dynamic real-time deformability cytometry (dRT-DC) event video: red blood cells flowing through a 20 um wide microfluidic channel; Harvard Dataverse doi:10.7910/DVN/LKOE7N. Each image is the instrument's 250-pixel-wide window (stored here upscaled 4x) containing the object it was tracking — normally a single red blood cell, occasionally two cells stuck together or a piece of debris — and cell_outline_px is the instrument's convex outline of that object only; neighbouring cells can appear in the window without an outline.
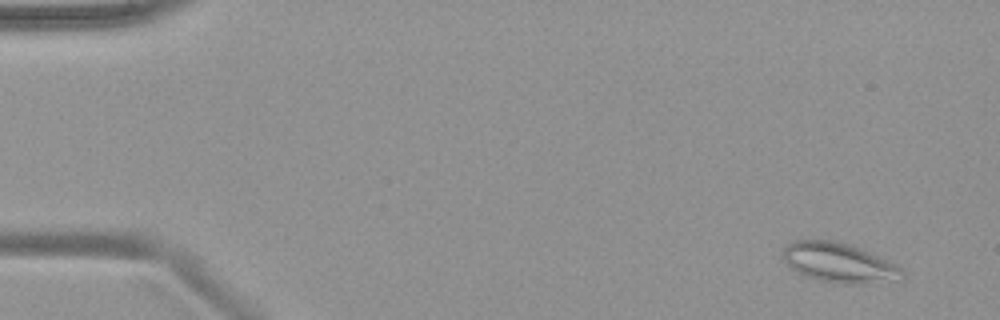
{"species": "common noctule bat (a hibernating species)", "species_latin": "Nyctalus noctula", "temperature_condition": "warm", "stored_images_in_passage": 51, "camera_frame_rate_fps": 3000, "um_per_image_px": 0.085, "animal": {"sex": "female", "body_mass_g": 19.9}, "frame": {"image": 1, "passage_image": 4, "time_ms": 1.0, "image_size_px": [1000, 320], "cell_outline_px": [[904, 272], [900, 280], [856, 284], [844, 284], [816, 280], [796, 272], [780, 256], [780, 252], [788, 244], [796, 240], [832, 240], [848, 244], [860, 248], [896, 264], [904, 268]], "centroid_in_image_um": [71.3, 22.34], "position_along_channel_um": 13.7, "area_um2": 27.69}}
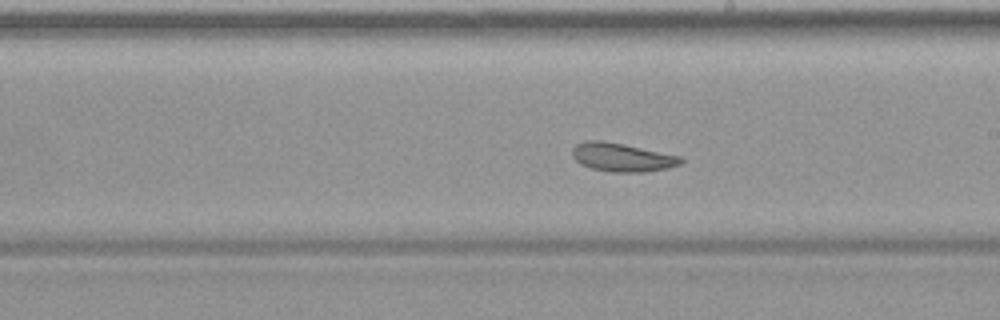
{"frame": {"image": 2, "passage_image": 30, "time_ms": 9.667, "image_size_px": [1000, 320], "cell_outline_px": [[684, 160], [680, 164], [668, 168], [644, 172], [612, 172], [592, 168], [580, 164], [572, 156], [572, 148], [576, 144], [584, 140], [600, 140], [624, 144], [680, 156]], "centroid_in_image_um": [52.85, 13.36], "position_along_channel_um": 236.2, "area_um2": 18.03}}
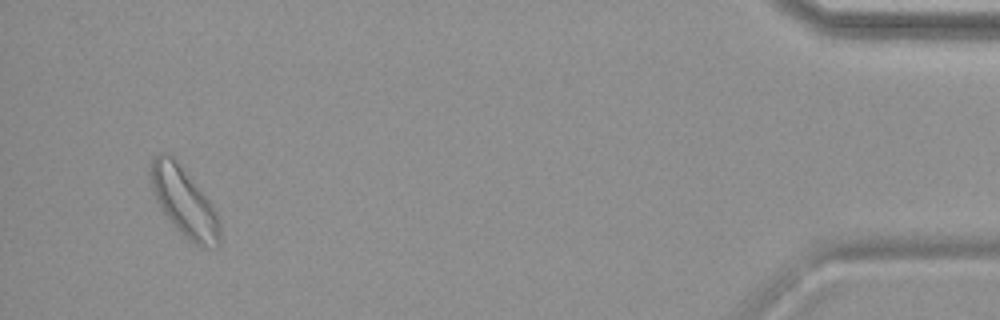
{"frame": {"image": 3, "passage_image": 49, "time_ms": 16.0, "image_size_px": [1000, 320], "cell_outline_px": [[220, 244], [216, 248], [208, 248], [196, 244], [188, 240], [176, 228], [164, 212], [156, 200], [152, 192], [148, 176], [148, 172], [152, 156], [160, 152], [168, 152], [176, 156], [208, 200], [220, 220]], "centroid_in_image_um": [15.6, 17.08], "position_along_channel_um": 419.6, "area_um2": 28.32}}